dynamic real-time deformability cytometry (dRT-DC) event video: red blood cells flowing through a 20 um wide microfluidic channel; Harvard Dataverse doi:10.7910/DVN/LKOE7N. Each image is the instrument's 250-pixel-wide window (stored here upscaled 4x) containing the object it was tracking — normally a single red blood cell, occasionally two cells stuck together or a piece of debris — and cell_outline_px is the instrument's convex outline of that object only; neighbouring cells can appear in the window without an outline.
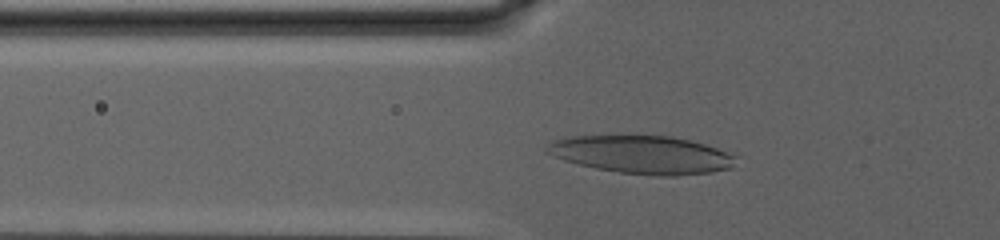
{"species": "human", "species_latin": "Homo sapiens", "temperature_condition": "warm", "stored_images_in_passage": 64, "camera_frame_rate_fps": 3000, "um_per_image_px": 0.085, "donor": {"sex": "male"}, "frame": {"image": 1, "passage_image": 18, "time_ms": 5.667, "image_size_px": [1000, 240], "cell_outline_px": [[736, 156], [728, 168], [712, 172], [676, 176], [660, 176], [616, 172], [596, 168], [564, 160], [544, 152], [544, 148], [552, 140], [564, 136], [672, 136], [704, 144], [716, 148]], "centroid_in_image_um": [54.49, 13.14], "position_along_channel_um": 71.3, "area_um2": 41.56}}
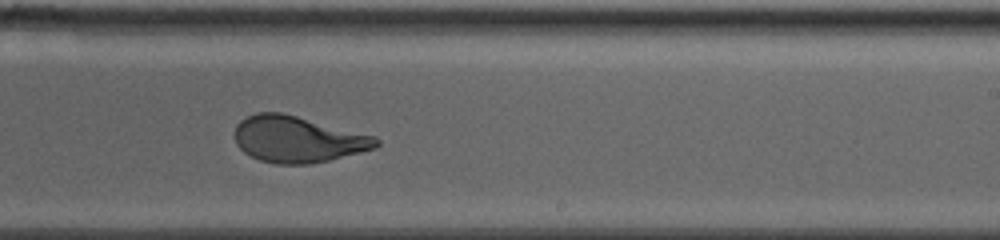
{"frame": {"image": 2, "passage_image": 42, "time_ms": 13.667, "image_size_px": [1000, 240], "cell_outline_px": [[380, 144], [376, 148], [328, 160], [308, 164], [276, 164], [260, 160], [244, 152], [236, 144], [236, 124], [240, 120], [256, 112], [280, 112], [376, 136], [380, 140]], "centroid_in_image_um": [25.31, 11.84], "position_along_channel_um": 263.7, "area_um2": 37.92}}
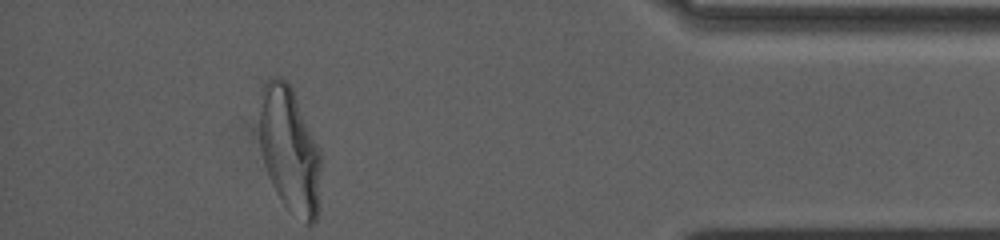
{"frame": {"image": 3, "passage_image": 64, "time_ms": 21.0, "image_size_px": [1000, 240], "cell_outline_px": [[320, 168], [316, 220], [312, 224], [304, 224], [288, 212], [280, 200], [272, 184], [264, 164], [260, 148], [260, 92], [264, 80], [268, 76], [280, 76], [292, 88], [320, 152]], "centroid_in_image_um": [24.58, 12.74], "position_along_channel_um": 410.6, "area_um2": 45.03}, "authors_computed_cell_mechanics": {"area_um2": 40.7201, "velocity_mm_per_s": 2.4747, "shape_relaxation_time_tau1_ms": 8.2244, "shape_relaxation_time_tau2_ms": 1.254, "deformation_change_tau1": 0.2444, "deformation_change_tau2": 0.0804}}